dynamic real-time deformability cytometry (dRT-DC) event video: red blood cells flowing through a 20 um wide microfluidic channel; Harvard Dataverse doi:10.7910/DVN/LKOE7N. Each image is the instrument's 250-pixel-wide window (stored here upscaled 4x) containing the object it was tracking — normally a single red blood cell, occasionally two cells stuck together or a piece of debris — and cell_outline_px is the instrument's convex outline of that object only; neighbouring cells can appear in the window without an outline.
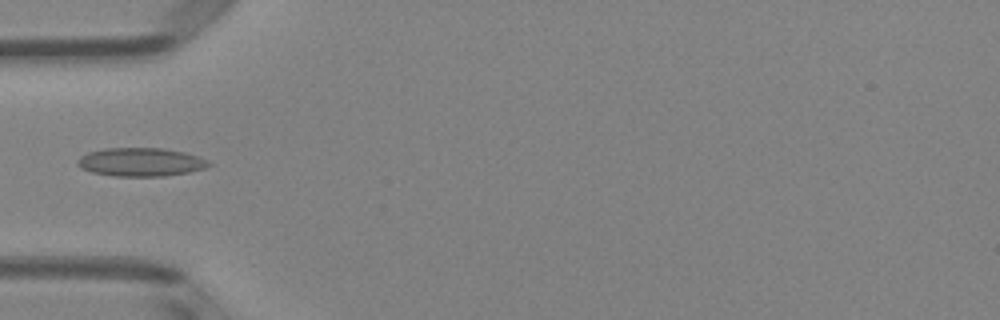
{"species": "Egyptian fruit bat (a non-hibernating species)", "species_latin": "Rousettus aegyptiacus", "temperature_condition": "room temperature", "stored_images_in_passage": 6, "camera_frame_rate_fps": 3000, "um_per_image_px": 0.085, "animal": {"sex": "female"}, "frame": {"image": 1, "passage_image": 5, "time_ms": 1.333, "image_size_px": [1000, 320], "cell_outline_px": [[212, 164], [204, 168], [188, 172], [164, 176], [116, 176], [92, 172], [80, 168], [76, 164], [76, 160], [80, 156], [88, 152], [104, 148], [164, 148], [184, 152], [208, 160]], "centroid_in_image_um": [11.92, 13.77], "position_along_channel_um": 73.1, "area_um2": 21.79}}
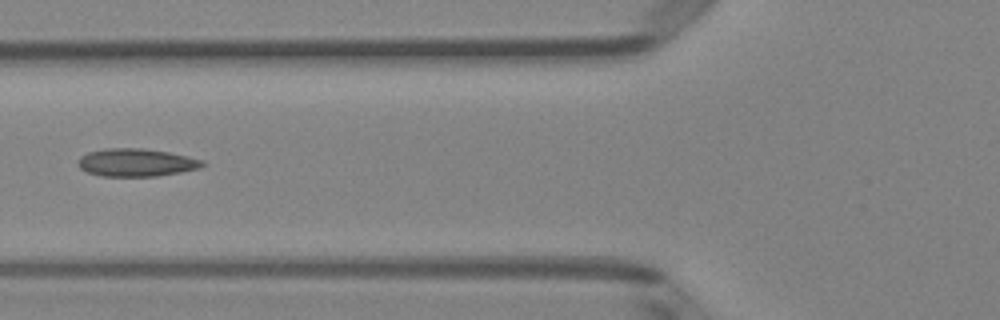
{"frame": {"image": 2, "passage_image": 6, "time_ms": 1.667, "image_size_px": [1000, 320], "cell_outline_px": [[208, 164], [200, 168], [180, 172], [156, 176], [100, 176], [88, 172], [80, 168], [76, 164], [76, 160], [80, 156], [88, 152], [104, 148], [144, 148], [168, 152], [188, 156], [204, 160]], "centroid_in_image_um": [11.58, 13.81], "position_along_channel_um": 114.2, "area_um2": 20.46}}